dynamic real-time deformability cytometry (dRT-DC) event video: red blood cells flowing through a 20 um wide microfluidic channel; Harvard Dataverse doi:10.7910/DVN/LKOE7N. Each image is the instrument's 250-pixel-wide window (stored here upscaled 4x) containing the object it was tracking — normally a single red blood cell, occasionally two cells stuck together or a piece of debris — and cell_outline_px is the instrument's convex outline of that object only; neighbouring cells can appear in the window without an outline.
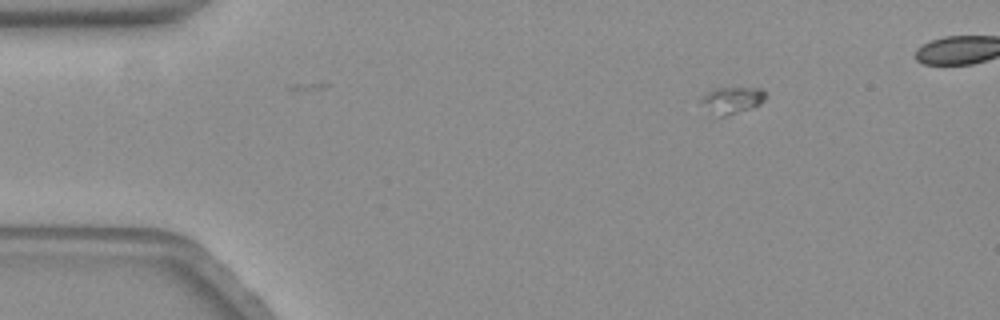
{"species": "common noctule bat (a hibernating species)", "species_latin": "Nyctalus noctula", "temperature_condition": "warm", "stored_images_in_passage": 2, "camera_frame_rate_fps": 3000, "um_per_image_px": 0.085, "animal": {"sex": "female", "body_mass_g": 19.3, "forearm_length_mm": 54.1}, "frame": {"image": 1, "passage_image": 1, "time_ms": 0.0, "image_size_px": [1000, 320], "cell_outline_px": [[768, 96], [760, 104], [728, 116], [708, 120], [700, 104], [700, 100], [712, 88], [760, 88]], "centroid_in_image_um": [62.08, 8.6], "position_along_channel_um": 22.9, "area_um2": 10.75}}